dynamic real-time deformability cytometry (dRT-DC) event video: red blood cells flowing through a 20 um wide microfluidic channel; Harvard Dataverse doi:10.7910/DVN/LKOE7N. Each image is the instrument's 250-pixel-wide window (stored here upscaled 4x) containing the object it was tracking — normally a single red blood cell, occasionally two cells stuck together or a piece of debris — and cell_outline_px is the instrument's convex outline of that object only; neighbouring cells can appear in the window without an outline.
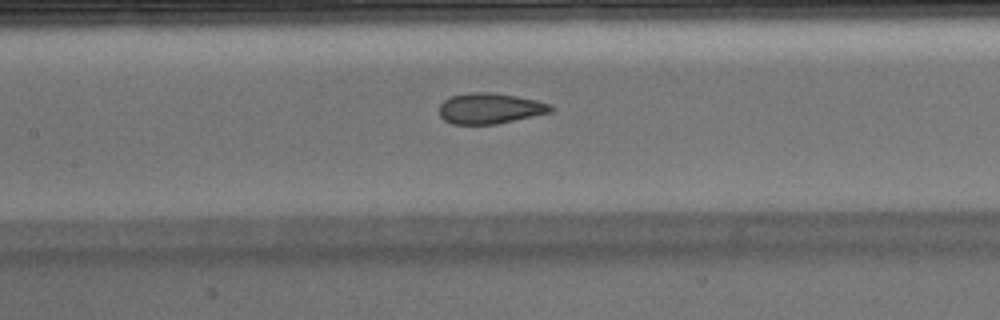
{"species": "Egyptian fruit bat (a non-hibernating species)", "species_latin": "Rousettus aegyptiacus", "temperature_condition": "warm", "stored_images_in_passage": 31, "camera_frame_rate_fps": 3000, "um_per_image_px": 0.085, "animal": {"sex": "male"}, "frame": {"image": 1, "passage_image": 14, "time_ms": 4.333, "image_size_px": [1000, 320], "cell_outline_px": [[556, 108], [552, 112], [496, 124], [452, 124], [444, 120], [440, 116], [440, 104], [444, 100], [452, 96], [472, 92], [492, 92], [516, 96], [536, 100], [552, 104]], "centroid_in_image_um": [41.68, 9.21], "position_along_channel_um": 165.7, "area_um2": 20.0}}